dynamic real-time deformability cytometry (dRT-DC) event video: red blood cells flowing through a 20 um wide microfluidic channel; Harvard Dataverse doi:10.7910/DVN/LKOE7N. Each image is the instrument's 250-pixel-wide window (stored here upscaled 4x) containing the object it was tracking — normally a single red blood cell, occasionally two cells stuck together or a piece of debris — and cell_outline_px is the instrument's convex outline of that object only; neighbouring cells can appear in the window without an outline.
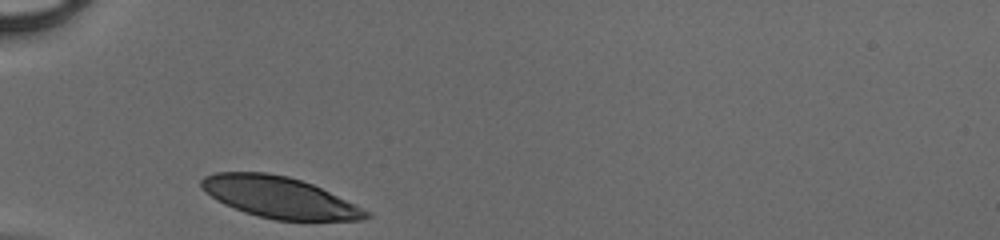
{"species": "human", "species_latin": "Homo sapiens", "temperature_condition": "cold", "stored_images_in_passage": 25, "camera_frame_rate_fps": 3000, "um_per_image_px": 0.085, "donor": {"sex": "male"}, "frame": {"image": 1, "passage_image": 1, "time_ms": 0.0, "image_size_px": [1000, 240], "cell_outline_px": [[372, 216], [364, 220], [276, 220], [244, 212], [224, 204], [216, 200], [204, 192], [200, 188], [200, 180], [204, 176], [212, 172], [268, 172], [288, 176], [312, 184], [372, 212]], "centroid_in_image_um": [23.72, 16.76], "position_along_channel_um": 61.3, "area_um2": 39.65}}
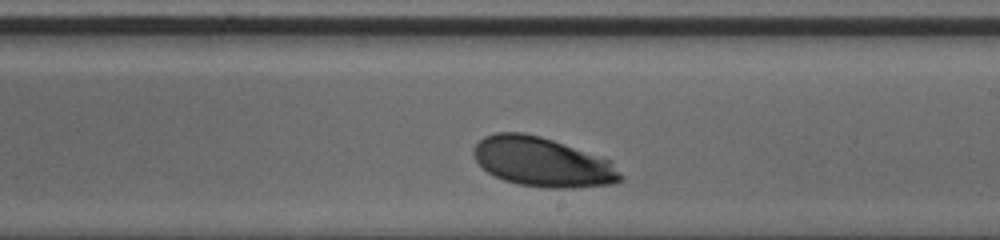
{"frame": {"image": 2, "passage_image": 15, "time_ms": 4.667, "image_size_px": [1000, 240], "cell_outline_px": [[624, 176], [616, 184], [572, 188], [548, 188], [520, 184], [504, 180], [488, 172], [476, 160], [472, 152], [472, 148], [484, 136], [496, 132], [524, 132], [540, 136], [612, 160]], "centroid_in_image_um": [46.14, 13.77], "position_along_channel_um": 242.9, "area_um2": 42.37}}
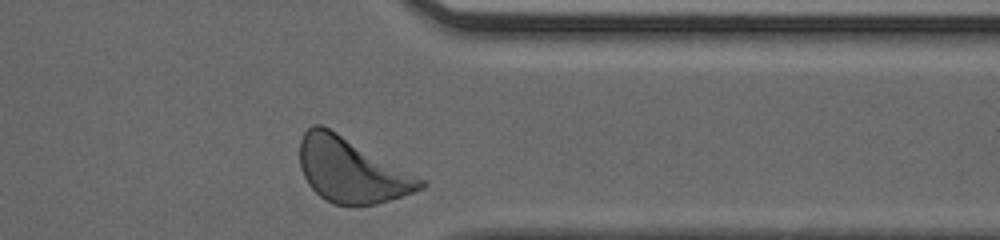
{"frame": {"image": 3, "passage_image": 25, "time_ms": 8.0, "image_size_px": [1000, 240], "cell_outline_px": [[428, 184], [424, 188], [416, 192], [376, 204], [356, 208], [332, 204], [320, 196], [308, 184], [300, 168], [300, 140], [304, 132], [312, 124], [320, 124], [336, 132], [424, 180]], "centroid_in_image_um": [29.85, 14.52], "position_along_channel_um": 381.5, "area_um2": 45.32}}